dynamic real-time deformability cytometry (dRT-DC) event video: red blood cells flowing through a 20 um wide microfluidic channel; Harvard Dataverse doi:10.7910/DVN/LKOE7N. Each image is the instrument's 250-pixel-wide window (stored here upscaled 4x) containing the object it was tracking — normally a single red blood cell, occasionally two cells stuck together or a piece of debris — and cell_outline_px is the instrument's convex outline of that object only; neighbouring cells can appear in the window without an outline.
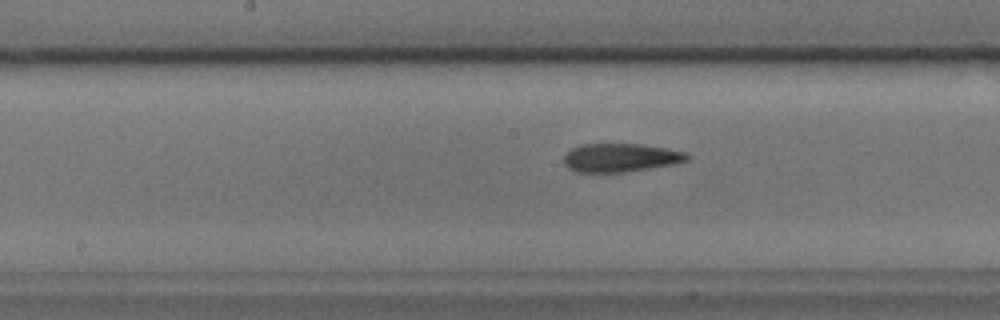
{"species": "common noctule bat (a hibernating species)", "species_latin": "Nyctalus noctula", "temperature_condition": "cold", "stored_images_in_passage": 38, "camera_frame_rate_fps": 3000, "um_per_image_px": 0.085, "animal": {"sex": "male", "body_mass_g": 17.9, "forearm_length_mm": 54.2}, "frame": {"image": 1, "passage_image": 16, "time_ms": 5.0, "image_size_px": [1000, 320], "cell_outline_px": [[692, 156], [688, 160], [676, 164], [624, 172], [576, 172], [568, 168], [564, 164], [564, 156], [572, 148], [584, 144], [640, 144], [664, 148], [684, 152]], "centroid_in_image_um": [52.76, 13.41], "position_along_channel_um": 195.4, "area_um2": 20.4}}
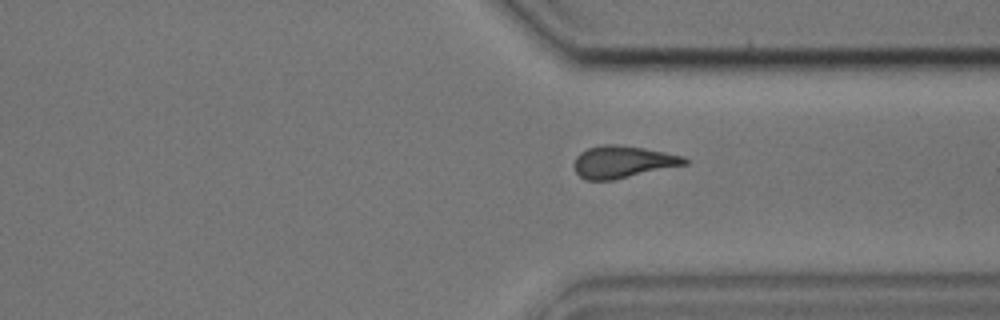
{"frame": {"image": 2, "passage_image": 29, "time_ms": 9.333, "image_size_px": [1000, 320], "cell_outline_px": [[688, 164], [612, 180], [584, 180], [576, 172], [572, 164], [576, 156], [580, 152], [588, 148], [604, 144], [616, 144], [644, 148], [684, 156], [688, 160]], "centroid_in_image_um": [52.91, 13.76], "position_along_channel_um": 358.5, "area_um2": 20.75}}
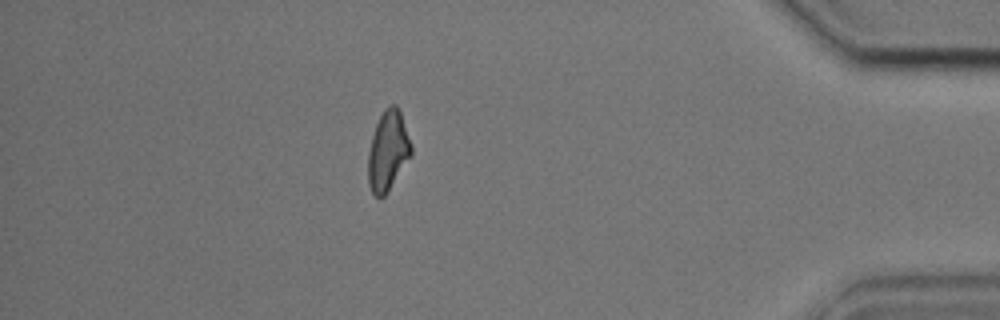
{"frame": {"image": 3, "passage_image": 36, "time_ms": 11.667, "image_size_px": [1000, 320], "cell_outline_px": [[412, 156], [388, 192], [384, 196], [376, 196], [372, 192], [368, 184], [368, 152], [372, 136], [376, 124], [384, 108], [388, 104], [396, 104], [400, 112], [412, 144]], "centroid_in_image_um": [32.99, 12.82], "position_along_channel_um": 402.2, "area_um2": 20.23}}